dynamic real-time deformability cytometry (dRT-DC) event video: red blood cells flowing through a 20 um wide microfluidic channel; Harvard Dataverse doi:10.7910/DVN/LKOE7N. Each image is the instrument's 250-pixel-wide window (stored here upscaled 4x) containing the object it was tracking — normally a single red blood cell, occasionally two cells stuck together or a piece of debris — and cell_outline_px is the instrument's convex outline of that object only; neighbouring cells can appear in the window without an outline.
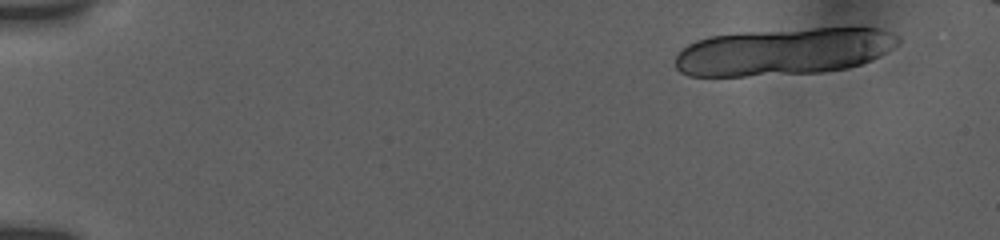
{"species": "human", "species_latin": "Homo sapiens", "temperature_condition": "room temperature", "stored_images_in_passage": 7, "camera_frame_rate_fps": 3000, "um_per_image_px": 0.085, "donor": {"sex": "female"}, "frame": {"image": 1, "passage_image": 2, "time_ms": 0.667, "image_size_px": [1000, 240], "cell_outline_px": [[900, 44], [888, 52], [872, 60], [848, 68], [824, 72], [744, 76], [688, 76], [680, 72], [676, 68], [676, 56], [688, 44], [696, 40], [712, 36], [740, 32], [860, 24], [880, 28], [892, 32], [900, 36]], "centroid_in_image_um": [66.76, 4.34], "position_along_channel_um": 18.2, "area_um2": 63.06}}
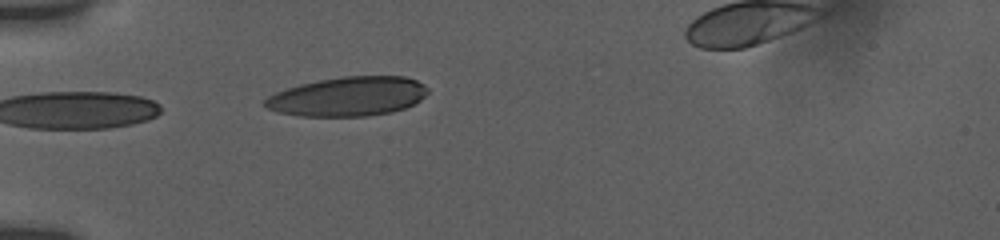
{"frame": {"image": 2, "passage_image": 6, "time_ms": 5.333, "image_size_px": [1000, 240], "cell_outline_px": [[428, 92], [420, 100], [404, 108], [392, 112], [364, 116], [300, 116], [276, 112], [268, 108], [264, 104], [264, 100], [268, 96], [276, 92], [300, 84], [316, 80], [344, 76], [404, 76], [416, 80], [424, 84], [428, 88]], "centroid_in_image_um": [29.57, 8.19], "position_along_channel_um": 55.4, "area_um2": 37.28}}